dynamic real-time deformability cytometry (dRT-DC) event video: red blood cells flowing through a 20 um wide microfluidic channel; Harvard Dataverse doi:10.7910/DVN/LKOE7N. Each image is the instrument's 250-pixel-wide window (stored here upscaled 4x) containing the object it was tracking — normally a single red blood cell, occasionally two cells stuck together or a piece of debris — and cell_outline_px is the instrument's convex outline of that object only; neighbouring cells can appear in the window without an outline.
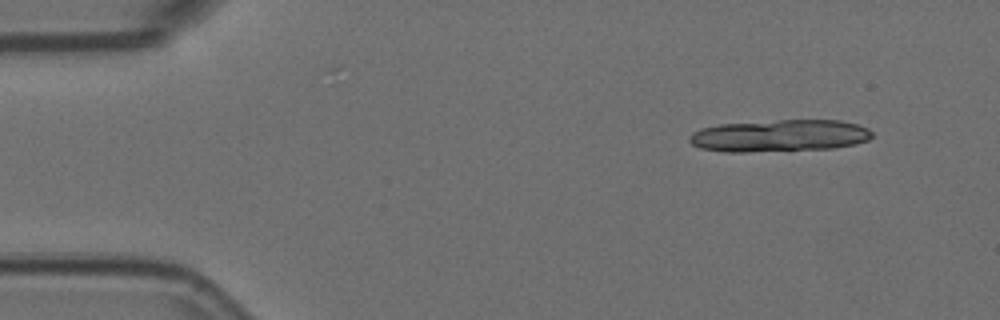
{"species": "Egyptian fruit bat (a non-hibernating species)", "species_latin": "Rousettus aegyptiacus", "temperature_condition": "room temperature", "stored_images_in_passage": 15, "camera_frame_rate_fps": 3000, "um_per_image_px": 0.085, "animal": {"sex": "female"}, "frame": {"image": 1, "passage_image": 1, "time_ms": 0.0, "image_size_px": [1000, 320], "cell_outline_px": [[872, 136], [868, 140], [856, 144], [832, 148], [748, 152], [724, 152], [700, 148], [692, 144], [688, 140], [688, 136], [692, 132], [700, 128], [720, 124], [780, 120], [840, 120], [856, 124], [868, 128], [872, 132]], "centroid_in_image_um": [66.23, 11.54], "position_along_channel_um": 18.8, "area_um2": 34.28}}